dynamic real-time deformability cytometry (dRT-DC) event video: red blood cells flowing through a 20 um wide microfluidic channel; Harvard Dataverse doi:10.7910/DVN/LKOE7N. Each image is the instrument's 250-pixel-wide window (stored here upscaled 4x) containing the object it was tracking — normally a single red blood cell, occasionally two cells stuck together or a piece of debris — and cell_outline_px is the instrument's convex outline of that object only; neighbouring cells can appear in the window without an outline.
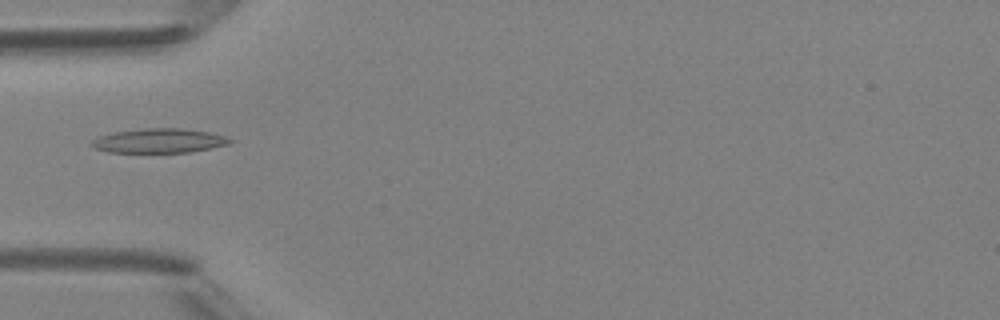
{"species": "Egyptian fruit bat (a non-hibernating species)", "species_latin": "Rousettus aegyptiacus", "temperature_condition": "room temperature", "stored_images_in_passage": 4, "camera_frame_rate_fps": 3000, "um_per_image_px": 0.085, "animal": {"sex": "female"}, "frame": {"image": 1, "passage_image": 4, "time_ms": 4.333, "image_size_px": [1000, 320], "cell_outline_px": [[236, 140], [228, 144], [212, 148], [188, 152], [108, 152], [96, 148], [88, 144], [96, 136], [112, 132], [144, 128], [184, 128], [208, 132], [224, 136]], "centroid_in_image_um": [13.5, 11.95], "position_along_channel_um": 71.5, "area_um2": 19.77}}